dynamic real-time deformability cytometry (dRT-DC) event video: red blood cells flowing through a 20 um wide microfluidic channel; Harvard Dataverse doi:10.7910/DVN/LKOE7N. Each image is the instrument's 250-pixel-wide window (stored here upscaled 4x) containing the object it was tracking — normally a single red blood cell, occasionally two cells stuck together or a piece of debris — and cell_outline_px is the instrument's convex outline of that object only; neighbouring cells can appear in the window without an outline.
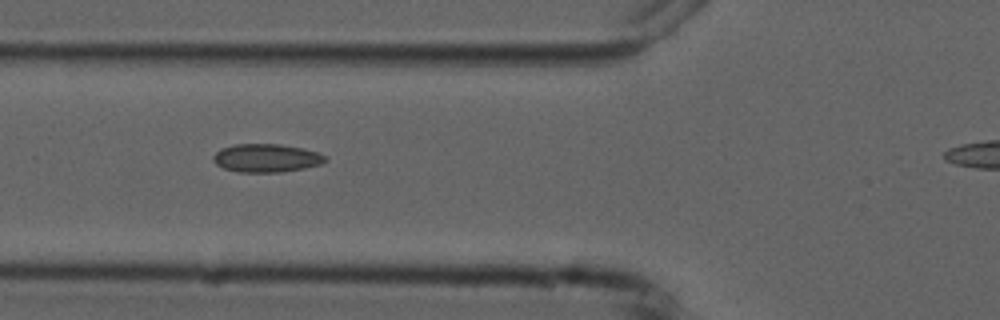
{"species": "common noctule bat (a hibernating species)", "species_latin": "Nyctalus noctula", "temperature_condition": "cold", "stored_images_in_passage": 7, "segment_of_instrument_passage": [1, 2], "camera_frame_rate_fps": 3000, "um_per_image_px": 0.085, "animal": {"sex": "male", "forearm_length_mm": 52.5}, "frame": {"image": 1, "passage_image": 2, "time_ms": 1.0, "image_size_px": [1000, 320], "cell_outline_px": [[328, 160], [320, 164], [304, 168], [280, 172], [240, 172], [224, 168], [216, 164], [212, 160], [212, 156], [220, 148], [236, 144], [280, 144], [300, 148], [316, 152], [328, 156]], "centroid_in_image_um": [22.62, 13.43], "position_along_channel_um": 103.2, "area_um2": 18.44}}
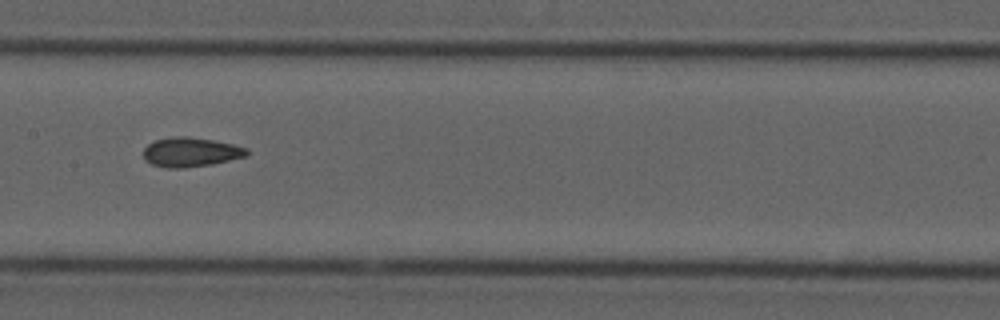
{"frame": {"image": 2, "passage_image": 4, "time_ms": 3.333, "image_size_px": [1000, 320], "cell_outline_px": [[248, 156], [212, 164], [184, 168], [168, 168], [152, 164], [144, 160], [144, 148], [148, 144], [156, 140], [180, 136], [188, 136], [212, 140], [232, 144], [248, 148]], "centroid_in_image_um": [16.22, 12.94], "position_along_channel_um": 191.2, "area_um2": 17.63}}
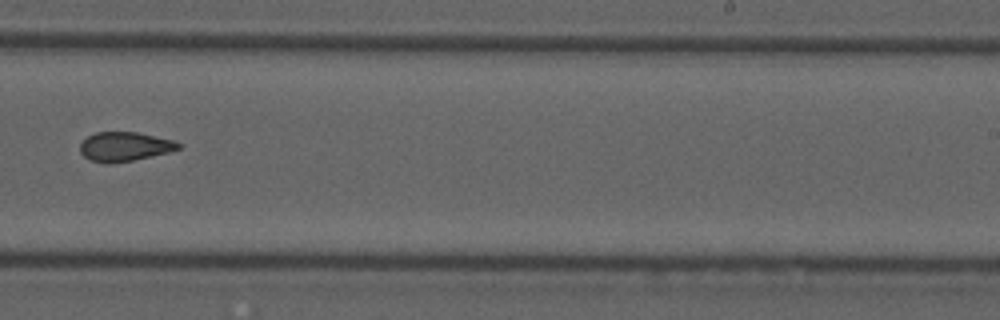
{"frame": {"image": 3, "passage_image": 6, "time_ms": 5.667, "image_size_px": [1000, 320], "cell_outline_px": [[184, 144], [180, 148], [168, 152], [132, 160], [112, 164], [104, 164], [88, 160], [80, 152], [80, 144], [88, 136], [96, 132], [136, 132], [172, 140]], "centroid_in_image_um": [10.56, 12.47], "position_along_channel_um": 278.4, "area_um2": 16.76}}